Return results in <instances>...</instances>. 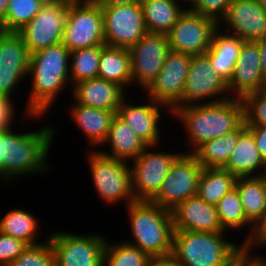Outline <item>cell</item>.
I'll return each mask as SVG.
<instances>
[{"label":"cell","mask_w":266,"mask_h":266,"mask_svg":"<svg viewBox=\"0 0 266 266\" xmlns=\"http://www.w3.org/2000/svg\"><path fill=\"white\" fill-rule=\"evenodd\" d=\"M227 233L174 231L171 254L185 266H225L245 248L227 241Z\"/></svg>","instance_id":"obj_5"},{"label":"cell","mask_w":266,"mask_h":266,"mask_svg":"<svg viewBox=\"0 0 266 266\" xmlns=\"http://www.w3.org/2000/svg\"><path fill=\"white\" fill-rule=\"evenodd\" d=\"M69 115L73 119L76 127H79L83 136L91 146V150H97L98 147H103L110 126L117 111H108L97 109L89 106H84L78 103L70 105Z\"/></svg>","instance_id":"obj_23"},{"label":"cell","mask_w":266,"mask_h":266,"mask_svg":"<svg viewBox=\"0 0 266 266\" xmlns=\"http://www.w3.org/2000/svg\"><path fill=\"white\" fill-rule=\"evenodd\" d=\"M218 25L243 41H258L266 37V11L258 0H233Z\"/></svg>","instance_id":"obj_18"},{"label":"cell","mask_w":266,"mask_h":266,"mask_svg":"<svg viewBox=\"0 0 266 266\" xmlns=\"http://www.w3.org/2000/svg\"><path fill=\"white\" fill-rule=\"evenodd\" d=\"M148 33L167 35L186 10L179 0H141Z\"/></svg>","instance_id":"obj_27"},{"label":"cell","mask_w":266,"mask_h":266,"mask_svg":"<svg viewBox=\"0 0 266 266\" xmlns=\"http://www.w3.org/2000/svg\"><path fill=\"white\" fill-rule=\"evenodd\" d=\"M266 242V197L265 207L260 221L253 227V249L261 248Z\"/></svg>","instance_id":"obj_43"},{"label":"cell","mask_w":266,"mask_h":266,"mask_svg":"<svg viewBox=\"0 0 266 266\" xmlns=\"http://www.w3.org/2000/svg\"><path fill=\"white\" fill-rule=\"evenodd\" d=\"M235 187L240 196L246 219L255 226L261 219L266 197V175L237 177Z\"/></svg>","instance_id":"obj_31"},{"label":"cell","mask_w":266,"mask_h":266,"mask_svg":"<svg viewBox=\"0 0 266 266\" xmlns=\"http://www.w3.org/2000/svg\"><path fill=\"white\" fill-rule=\"evenodd\" d=\"M90 151V152H89ZM88 164L95 191L106 205L122 201L126 207L136 201L132 192L131 169L128 162L109 158L97 150H89Z\"/></svg>","instance_id":"obj_6"},{"label":"cell","mask_w":266,"mask_h":266,"mask_svg":"<svg viewBox=\"0 0 266 266\" xmlns=\"http://www.w3.org/2000/svg\"><path fill=\"white\" fill-rule=\"evenodd\" d=\"M14 128L0 133L5 153L1 163V180L8 183L30 174L46 175L51 170L47 158L56 130L51 125L27 133H19Z\"/></svg>","instance_id":"obj_3"},{"label":"cell","mask_w":266,"mask_h":266,"mask_svg":"<svg viewBox=\"0 0 266 266\" xmlns=\"http://www.w3.org/2000/svg\"><path fill=\"white\" fill-rule=\"evenodd\" d=\"M246 130L243 123L237 130L200 145L192 154L202 167L223 168L229 160L239 136Z\"/></svg>","instance_id":"obj_29"},{"label":"cell","mask_w":266,"mask_h":266,"mask_svg":"<svg viewBox=\"0 0 266 266\" xmlns=\"http://www.w3.org/2000/svg\"><path fill=\"white\" fill-rule=\"evenodd\" d=\"M246 129L253 135L256 148L266 163V126H246Z\"/></svg>","instance_id":"obj_42"},{"label":"cell","mask_w":266,"mask_h":266,"mask_svg":"<svg viewBox=\"0 0 266 266\" xmlns=\"http://www.w3.org/2000/svg\"><path fill=\"white\" fill-rule=\"evenodd\" d=\"M259 48H260V55H261V68H262V75L264 84L266 85V37L258 40Z\"/></svg>","instance_id":"obj_46"},{"label":"cell","mask_w":266,"mask_h":266,"mask_svg":"<svg viewBox=\"0 0 266 266\" xmlns=\"http://www.w3.org/2000/svg\"><path fill=\"white\" fill-rule=\"evenodd\" d=\"M68 2L47 1L34 18L17 31L30 54L62 42L68 19Z\"/></svg>","instance_id":"obj_11"},{"label":"cell","mask_w":266,"mask_h":266,"mask_svg":"<svg viewBox=\"0 0 266 266\" xmlns=\"http://www.w3.org/2000/svg\"><path fill=\"white\" fill-rule=\"evenodd\" d=\"M105 45H96L89 48H80L70 52L69 77L71 87L83 80L98 77V66L102 48Z\"/></svg>","instance_id":"obj_34"},{"label":"cell","mask_w":266,"mask_h":266,"mask_svg":"<svg viewBox=\"0 0 266 266\" xmlns=\"http://www.w3.org/2000/svg\"><path fill=\"white\" fill-rule=\"evenodd\" d=\"M103 144L111 148L109 151H105L100 147L97 150L98 152L109 158L128 163L135 160L148 146L117 114L112 120L110 130Z\"/></svg>","instance_id":"obj_24"},{"label":"cell","mask_w":266,"mask_h":266,"mask_svg":"<svg viewBox=\"0 0 266 266\" xmlns=\"http://www.w3.org/2000/svg\"><path fill=\"white\" fill-rule=\"evenodd\" d=\"M14 102L15 100L12 98L0 96V133L13 128L11 125L16 118L14 114H17L15 113Z\"/></svg>","instance_id":"obj_41"},{"label":"cell","mask_w":266,"mask_h":266,"mask_svg":"<svg viewBox=\"0 0 266 266\" xmlns=\"http://www.w3.org/2000/svg\"><path fill=\"white\" fill-rule=\"evenodd\" d=\"M101 8L106 45L130 49L147 33L141 3Z\"/></svg>","instance_id":"obj_13"},{"label":"cell","mask_w":266,"mask_h":266,"mask_svg":"<svg viewBox=\"0 0 266 266\" xmlns=\"http://www.w3.org/2000/svg\"><path fill=\"white\" fill-rule=\"evenodd\" d=\"M27 246L23 240L0 232V266H8Z\"/></svg>","instance_id":"obj_39"},{"label":"cell","mask_w":266,"mask_h":266,"mask_svg":"<svg viewBox=\"0 0 266 266\" xmlns=\"http://www.w3.org/2000/svg\"><path fill=\"white\" fill-rule=\"evenodd\" d=\"M220 224L225 231L249 229L243 239V245L253 249V225L246 219L237 188H233L223 196L216 205Z\"/></svg>","instance_id":"obj_30"},{"label":"cell","mask_w":266,"mask_h":266,"mask_svg":"<svg viewBox=\"0 0 266 266\" xmlns=\"http://www.w3.org/2000/svg\"><path fill=\"white\" fill-rule=\"evenodd\" d=\"M45 237L42 243L28 245L8 266H56L49 234Z\"/></svg>","instance_id":"obj_37"},{"label":"cell","mask_w":266,"mask_h":266,"mask_svg":"<svg viewBox=\"0 0 266 266\" xmlns=\"http://www.w3.org/2000/svg\"><path fill=\"white\" fill-rule=\"evenodd\" d=\"M218 28L216 20L185 10L167 34L170 49L189 55L205 54Z\"/></svg>","instance_id":"obj_14"},{"label":"cell","mask_w":266,"mask_h":266,"mask_svg":"<svg viewBox=\"0 0 266 266\" xmlns=\"http://www.w3.org/2000/svg\"><path fill=\"white\" fill-rule=\"evenodd\" d=\"M100 6H120L125 4L140 3L141 0H95Z\"/></svg>","instance_id":"obj_47"},{"label":"cell","mask_w":266,"mask_h":266,"mask_svg":"<svg viewBox=\"0 0 266 266\" xmlns=\"http://www.w3.org/2000/svg\"><path fill=\"white\" fill-rule=\"evenodd\" d=\"M69 62L70 51L62 42L30 54L28 78H32L29 80L31 90L22 114L24 119L28 118L26 121H40L46 117L58 99L57 95L71 85Z\"/></svg>","instance_id":"obj_1"},{"label":"cell","mask_w":266,"mask_h":266,"mask_svg":"<svg viewBox=\"0 0 266 266\" xmlns=\"http://www.w3.org/2000/svg\"><path fill=\"white\" fill-rule=\"evenodd\" d=\"M229 94L233 98L266 89L264 84L261 55L258 41H243L234 72L227 83Z\"/></svg>","instance_id":"obj_20"},{"label":"cell","mask_w":266,"mask_h":266,"mask_svg":"<svg viewBox=\"0 0 266 266\" xmlns=\"http://www.w3.org/2000/svg\"><path fill=\"white\" fill-rule=\"evenodd\" d=\"M127 99V100H126ZM147 99V100H146ZM130 99L124 98L117 110V115L141 138L148 146H159L161 142V118L163 111L172 115V111L153 99L145 97L147 103L142 105L129 102ZM128 101V102H127ZM144 103V104H143ZM163 108V110L161 109ZM167 108V110H165Z\"/></svg>","instance_id":"obj_19"},{"label":"cell","mask_w":266,"mask_h":266,"mask_svg":"<svg viewBox=\"0 0 266 266\" xmlns=\"http://www.w3.org/2000/svg\"><path fill=\"white\" fill-rule=\"evenodd\" d=\"M182 153L176 158L165 176L159 192L150 200L162 208L172 210L198 193L203 167L192 153Z\"/></svg>","instance_id":"obj_9"},{"label":"cell","mask_w":266,"mask_h":266,"mask_svg":"<svg viewBox=\"0 0 266 266\" xmlns=\"http://www.w3.org/2000/svg\"><path fill=\"white\" fill-rule=\"evenodd\" d=\"M264 246L266 247V242L262 245V248H263ZM265 258H266V256H265Z\"/></svg>","instance_id":"obj_53"},{"label":"cell","mask_w":266,"mask_h":266,"mask_svg":"<svg viewBox=\"0 0 266 266\" xmlns=\"http://www.w3.org/2000/svg\"><path fill=\"white\" fill-rule=\"evenodd\" d=\"M232 1L233 0H200L192 11L210 17L219 23L226 15L228 6Z\"/></svg>","instance_id":"obj_40"},{"label":"cell","mask_w":266,"mask_h":266,"mask_svg":"<svg viewBox=\"0 0 266 266\" xmlns=\"http://www.w3.org/2000/svg\"><path fill=\"white\" fill-rule=\"evenodd\" d=\"M126 209L133 239L125 242L138 247L150 258L172 253L174 228L170 210L148 200H136Z\"/></svg>","instance_id":"obj_4"},{"label":"cell","mask_w":266,"mask_h":266,"mask_svg":"<svg viewBox=\"0 0 266 266\" xmlns=\"http://www.w3.org/2000/svg\"><path fill=\"white\" fill-rule=\"evenodd\" d=\"M225 266H243V250Z\"/></svg>","instance_id":"obj_49"},{"label":"cell","mask_w":266,"mask_h":266,"mask_svg":"<svg viewBox=\"0 0 266 266\" xmlns=\"http://www.w3.org/2000/svg\"><path fill=\"white\" fill-rule=\"evenodd\" d=\"M243 40L218 28L213 35L212 43L206 54L211 66L227 83L234 72Z\"/></svg>","instance_id":"obj_26"},{"label":"cell","mask_w":266,"mask_h":266,"mask_svg":"<svg viewBox=\"0 0 266 266\" xmlns=\"http://www.w3.org/2000/svg\"><path fill=\"white\" fill-rule=\"evenodd\" d=\"M74 102L97 109L117 111L127 92L117 83L96 77L74 84L70 91Z\"/></svg>","instance_id":"obj_22"},{"label":"cell","mask_w":266,"mask_h":266,"mask_svg":"<svg viewBox=\"0 0 266 266\" xmlns=\"http://www.w3.org/2000/svg\"><path fill=\"white\" fill-rule=\"evenodd\" d=\"M237 177L223 168L203 167L197 195L208 204L217 205L220 199L235 188Z\"/></svg>","instance_id":"obj_33"},{"label":"cell","mask_w":266,"mask_h":266,"mask_svg":"<svg viewBox=\"0 0 266 266\" xmlns=\"http://www.w3.org/2000/svg\"><path fill=\"white\" fill-rule=\"evenodd\" d=\"M149 145L130 164L132 192L135 200L150 201L160 190L171 165L182 152L160 151Z\"/></svg>","instance_id":"obj_12"},{"label":"cell","mask_w":266,"mask_h":266,"mask_svg":"<svg viewBox=\"0 0 266 266\" xmlns=\"http://www.w3.org/2000/svg\"><path fill=\"white\" fill-rule=\"evenodd\" d=\"M223 169L236 177L266 175V163L256 148L253 135L247 129L239 136L235 148Z\"/></svg>","instance_id":"obj_25"},{"label":"cell","mask_w":266,"mask_h":266,"mask_svg":"<svg viewBox=\"0 0 266 266\" xmlns=\"http://www.w3.org/2000/svg\"><path fill=\"white\" fill-rule=\"evenodd\" d=\"M181 2V4L183 3L184 4V8L185 6L187 5L186 7V10H192L200 0H179V2ZM185 2V3H184ZM188 2V3H187ZM187 3V4H186ZM186 4V5H185Z\"/></svg>","instance_id":"obj_50"},{"label":"cell","mask_w":266,"mask_h":266,"mask_svg":"<svg viewBox=\"0 0 266 266\" xmlns=\"http://www.w3.org/2000/svg\"><path fill=\"white\" fill-rule=\"evenodd\" d=\"M48 238L56 266H103L107 236L56 230L50 232Z\"/></svg>","instance_id":"obj_8"},{"label":"cell","mask_w":266,"mask_h":266,"mask_svg":"<svg viewBox=\"0 0 266 266\" xmlns=\"http://www.w3.org/2000/svg\"><path fill=\"white\" fill-rule=\"evenodd\" d=\"M260 3L261 7L266 11V0H258Z\"/></svg>","instance_id":"obj_52"},{"label":"cell","mask_w":266,"mask_h":266,"mask_svg":"<svg viewBox=\"0 0 266 266\" xmlns=\"http://www.w3.org/2000/svg\"><path fill=\"white\" fill-rule=\"evenodd\" d=\"M111 242L107 239L103 266H149L151 258L138 247L124 240Z\"/></svg>","instance_id":"obj_35"},{"label":"cell","mask_w":266,"mask_h":266,"mask_svg":"<svg viewBox=\"0 0 266 266\" xmlns=\"http://www.w3.org/2000/svg\"><path fill=\"white\" fill-rule=\"evenodd\" d=\"M174 231L226 232L220 224L217 208L198 195L171 210Z\"/></svg>","instance_id":"obj_21"},{"label":"cell","mask_w":266,"mask_h":266,"mask_svg":"<svg viewBox=\"0 0 266 266\" xmlns=\"http://www.w3.org/2000/svg\"><path fill=\"white\" fill-rule=\"evenodd\" d=\"M29 63L30 53L20 34L0 30V96L14 98L18 85L28 78Z\"/></svg>","instance_id":"obj_17"},{"label":"cell","mask_w":266,"mask_h":266,"mask_svg":"<svg viewBox=\"0 0 266 266\" xmlns=\"http://www.w3.org/2000/svg\"><path fill=\"white\" fill-rule=\"evenodd\" d=\"M62 43L70 52L106 45L102 8L95 0L68 2V19Z\"/></svg>","instance_id":"obj_7"},{"label":"cell","mask_w":266,"mask_h":266,"mask_svg":"<svg viewBox=\"0 0 266 266\" xmlns=\"http://www.w3.org/2000/svg\"><path fill=\"white\" fill-rule=\"evenodd\" d=\"M9 0H0V26L4 23Z\"/></svg>","instance_id":"obj_48"},{"label":"cell","mask_w":266,"mask_h":266,"mask_svg":"<svg viewBox=\"0 0 266 266\" xmlns=\"http://www.w3.org/2000/svg\"><path fill=\"white\" fill-rule=\"evenodd\" d=\"M46 0H9L3 31H19L28 24L46 3Z\"/></svg>","instance_id":"obj_36"},{"label":"cell","mask_w":266,"mask_h":266,"mask_svg":"<svg viewBox=\"0 0 266 266\" xmlns=\"http://www.w3.org/2000/svg\"><path fill=\"white\" fill-rule=\"evenodd\" d=\"M246 126H266V89L250 92L241 98Z\"/></svg>","instance_id":"obj_38"},{"label":"cell","mask_w":266,"mask_h":266,"mask_svg":"<svg viewBox=\"0 0 266 266\" xmlns=\"http://www.w3.org/2000/svg\"><path fill=\"white\" fill-rule=\"evenodd\" d=\"M98 77L112 81L125 91L132 87L131 57L129 49L105 45L98 66Z\"/></svg>","instance_id":"obj_28"},{"label":"cell","mask_w":266,"mask_h":266,"mask_svg":"<svg viewBox=\"0 0 266 266\" xmlns=\"http://www.w3.org/2000/svg\"><path fill=\"white\" fill-rule=\"evenodd\" d=\"M5 153L3 152L2 144L0 142V179H1V163Z\"/></svg>","instance_id":"obj_51"},{"label":"cell","mask_w":266,"mask_h":266,"mask_svg":"<svg viewBox=\"0 0 266 266\" xmlns=\"http://www.w3.org/2000/svg\"><path fill=\"white\" fill-rule=\"evenodd\" d=\"M149 266H185L178 261L172 254L153 257L150 260Z\"/></svg>","instance_id":"obj_45"},{"label":"cell","mask_w":266,"mask_h":266,"mask_svg":"<svg viewBox=\"0 0 266 266\" xmlns=\"http://www.w3.org/2000/svg\"><path fill=\"white\" fill-rule=\"evenodd\" d=\"M253 250L249 247L243 249V266H266L265 255L254 254Z\"/></svg>","instance_id":"obj_44"},{"label":"cell","mask_w":266,"mask_h":266,"mask_svg":"<svg viewBox=\"0 0 266 266\" xmlns=\"http://www.w3.org/2000/svg\"><path fill=\"white\" fill-rule=\"evenodd\" d=\"M39 218L35 217L29 211L22 210L21 208H13L8 211L3 218L0 219V232L12 236L14 238L23 240L28 245L38 243V230L41 225Z\"/></svg>","instance_id":"obj_32"},{"label":"cell","mask_w":266,"mask_h":266,"mask_svg":"<svg viewBox=\"0 0 266 266\" xmlns=\"http://www.w3.org/2000/svg\"><path fill=\"white\" fill-rule=\"evenodd\" d=\"M170 51L167 35L147 32L129 49L132 86L144 91L161 71Z\"/></svg>","instance_id":"obj_15"},{"label":"cell","mask_w":266,"mask_h":266,"mask_svg":"<svg viewBox=\"0 0 266 266\" xmlns=\"http://www.w3.org/2000/svg\"><path fill=\"white\" fill-rule=\"evenodd\" d=\"M228 92L227 82L213 70L209 56L192 55L182 100L171 111L192 104L220 102L231 98Z\"/></svg>","instance_id":"obj_10"},{"label":"cell","mask_w":266,"mask_h":266,"mask_svg":"<svg viewBox=\"0 0 266 266\" xmlns=\"http://www.w3.org/2000/svg\"><path fill=\"white\" fill-rule=\"evenodd\" d=\"M183 125L189 151L200 145L237 130L244 123V106L241 98H229L216 103L192 104L177 107L171 115ZM191 145V146H190Z\"/></svg>","instance_id":"obj_2"},{"label":"cell","mask_w":266,"mask_h":266,"mask_svg":"<svg viewBox=\"0 0 266 266\" xmlns=\"http://www.w3.org/2000/svg\"><path fill=\"white\" fill-rule=\"evenodd\" d=\"M191 57L189 54L170 51L161 71L143 94L172 110L182 100Z\"/></svg>","instance_id":"obj_16"}]
</instances>
